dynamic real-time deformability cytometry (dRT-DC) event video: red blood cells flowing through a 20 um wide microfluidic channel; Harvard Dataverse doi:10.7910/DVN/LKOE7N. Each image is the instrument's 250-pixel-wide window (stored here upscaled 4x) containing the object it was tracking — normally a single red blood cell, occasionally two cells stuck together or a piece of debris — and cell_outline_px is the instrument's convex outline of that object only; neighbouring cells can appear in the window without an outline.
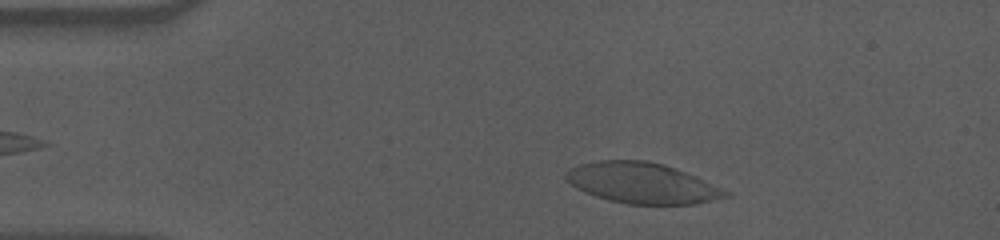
{"species": "human", "species_latin": "Homo sapiens", "temperature_condition": "cold", "stored_images_in_passage": 43, "camera_frame_rate_fps": 3000, "um_per_image_px": 0.085, "donor": {"sex": "male"}, "frame": {"image": 1, "passage_image": 6, "time_ms": 1.667, "image_size_px": [1000, 240], "cell_outline_px": [[732, 192], [728, 196], [696, 204], [628, 204], [608, 200], [584, 192], [576, 188], [564, 176], [564, 172], [580, 164], [600, 160], [648, 160], [664, 164], [696, 176]], "centroid_in_image_um": [54.59, 15.56], "position_along_channel_um": 30.4, "area_um2": 37.8}}
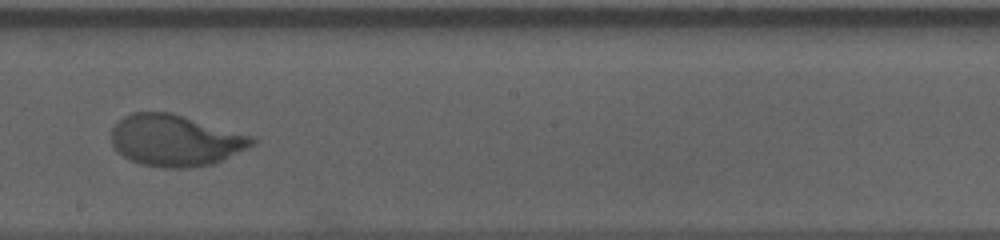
{"frame": {"image": 2, "passage_image": 28, "time_ms": 9.0, "image_size_px": [1000, 240], "cell_outline_px": [[256, 144], [212, 164], [188, 168], [164, 168], [140, 164], [116, 152], [112, 144], [112, 128], [124, 116], [132, 112], [168, 112], [256, 136]], "centroid_in_image_um": [14.92, 11.94], "position_along_channel_um": 233.3, "area_um2": 42.19}}
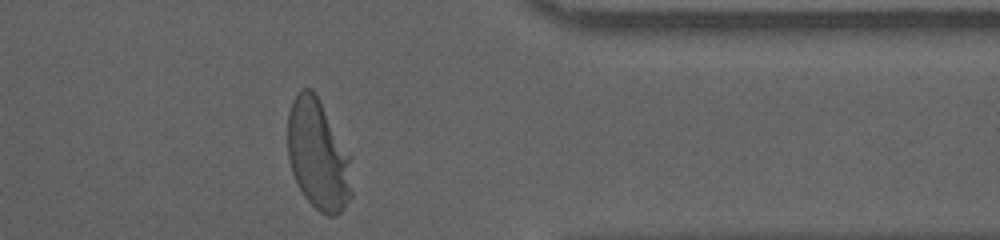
{"frame": {"image": 3, "passage_image": 42, "time_ms": 13.667, "image_size_px": [1000, 240], "cell_outline_px": [[352, 196], [344, 208], [336, 216], [328, 216], [320, 212], [304, 196], [292, 172], [288, 160], [288, 112], [292, 100], [304, 88], [312, 88], [348, 156], [352, 192]], "centroid_in_image_um": [27.0, 13.22], "position_along_channel_um": 384.4, "area_um2": 40.06}, "authors_computed_cell_mechanics": {"area_um2": 41.3848, "velocity_mm_per_s": 3.5162, "shape_relaxation_time_tau1_ms": 4.4039, "shape_relaxation_time_tau2_ms": null, "deformation_change_tau1": 0.2223, "deformation_change_tau2": null}}